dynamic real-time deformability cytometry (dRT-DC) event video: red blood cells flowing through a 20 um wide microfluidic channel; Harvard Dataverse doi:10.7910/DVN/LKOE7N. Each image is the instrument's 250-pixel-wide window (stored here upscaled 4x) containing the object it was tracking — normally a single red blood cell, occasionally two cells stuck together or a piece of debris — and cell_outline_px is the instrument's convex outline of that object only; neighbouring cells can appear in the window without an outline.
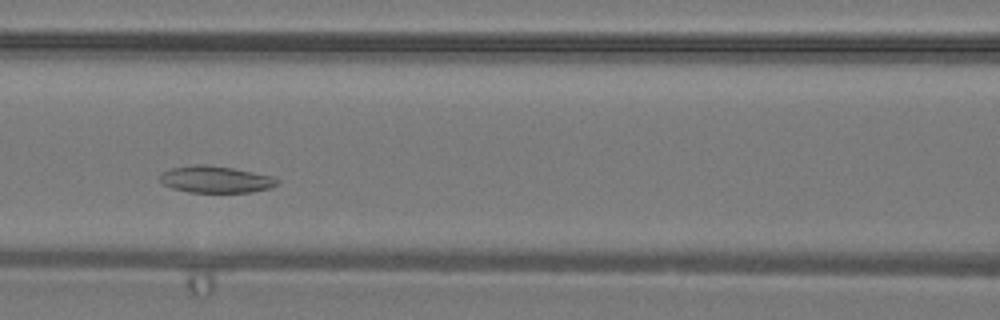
{"species": "common noctule bat (a hibernating species)", "species_latin": "Nyctalus noctula", "temperature_condition": "warm", "stored_images_in_passage": 31, "camera_frame_rate_fps": 3000, "um_per_image_px": 0.085, "animal": {"sex": "male", "body_mass_g": 19.2, "forearm_length_mm": 51.8}, "frame": {"image": 1, "passage_image": 8, "time_ms": 2.333, "image_size_px": [1000, 320], "cell_outline_px": [[280, 184], [272, 188], [248, 192], [188, 192], [172, 188], [164, 184], [160, 180], [160, 176], [164, 172], [172, 168], [196, 164], [208, 164], [232, 168], [272, 176], [280, 180]], "centroid_in_image_um": [18.38, 15.25], "position_along_channel_um": 148.2, "area_um2": 18.26}}
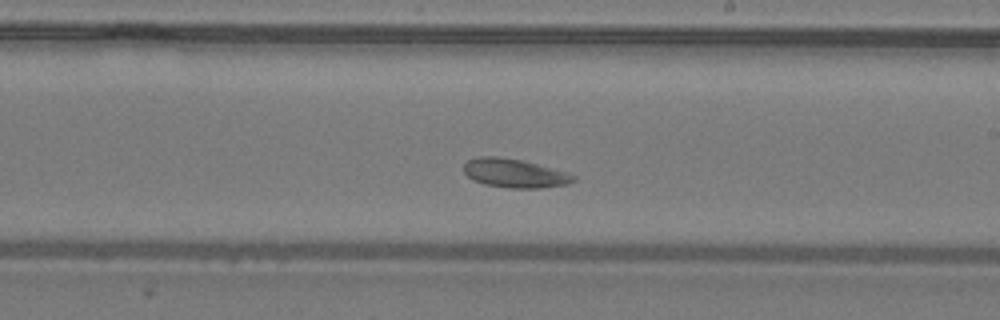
{"frame": {"image": 2, "passage_image": 14, "time_ms": 4.333, "image_size_px": [1000, 320], "cell_outline_px": [[576, 180], [568, 184], [540, 188], [508, 188], [484, 184], [472, 180], [464, 172], [464, 164], [468, 160], [480, 156], [496, 156], [524, 160], [568, 172], [576, 176]], "centroid_in_image_um": [43.76, 14.72], "position_along_channel_um": 245.2, "area_um2": 18.61}}
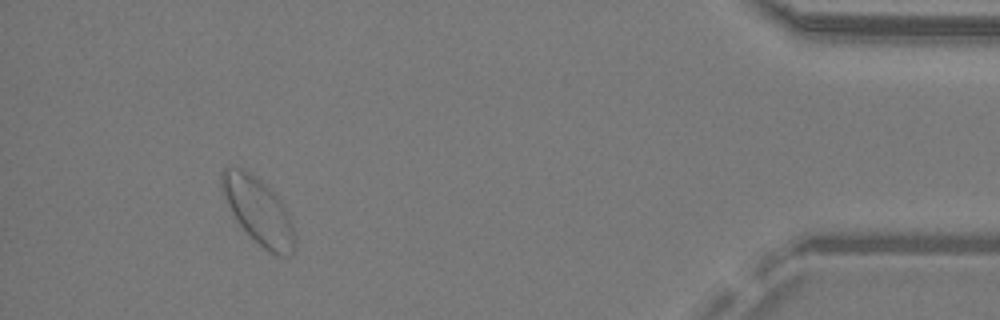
{"frame": {"image": 3, "passage_image": 28, "time_ms": 9.0, "image_size_px": [1000, 320], "cell_outline_px": [[296, 248], [292, 256], [276, 256], [268, 252], [240, 224], [232, 212], [220, 188], [220, 172], [224, 168], [244, 168], [256, 176], [284, 204], [288, 212], [292, 224], [296, 240]], "centroid_in_image_um": [21.99, 17.94], "position_along_channel_um": 413.2, "area_um2": 28.09}}